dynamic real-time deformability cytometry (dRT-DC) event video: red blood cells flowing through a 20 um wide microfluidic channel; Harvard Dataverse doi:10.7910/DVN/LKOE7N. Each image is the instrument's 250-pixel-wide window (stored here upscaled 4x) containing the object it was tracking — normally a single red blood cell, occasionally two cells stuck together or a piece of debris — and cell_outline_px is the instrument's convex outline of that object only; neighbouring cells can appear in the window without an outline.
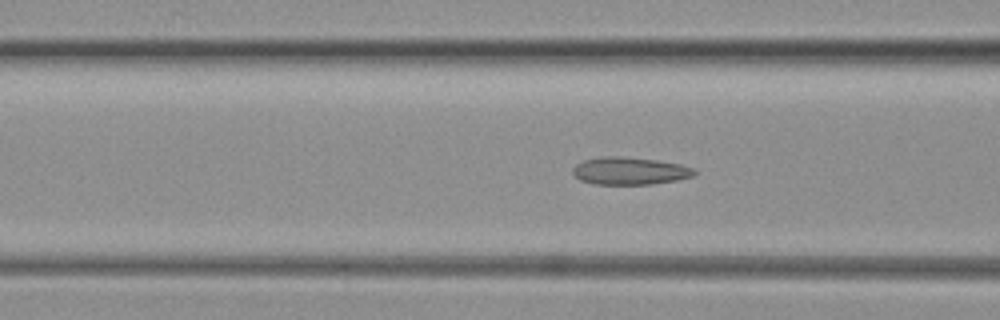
{"species": "common noctule bat (a hibernating species)", "species_latin": "Nyctalus noctula", "temperature_condition": "warm", "stored_images_in_passage": 75, "camera_frame_rate_fps": 3000, "um_per_image_px": 0.085, "animal": {"sex": "female", "body_mass_g": 19.3, "forearm_length_mm": 54.1}, "frame": {"image": 1, "passage_image": 30, "time_ms": 9.667, "image_size_px": [1000, 320], "cell_outline_px": [[696, 172], [692, 176], [676, 180], [652, 184], [592, 184], [580, 180], [572, 172], [572, 168], [576, 164], [584, 160], [600, 156], [616, 156], [656, 160], [680, 164], [696, 168]], "centroid_in_image_um": [53.51, 14.52], "position_along_channel_um": 113.1, "area_um2": 19.48}}
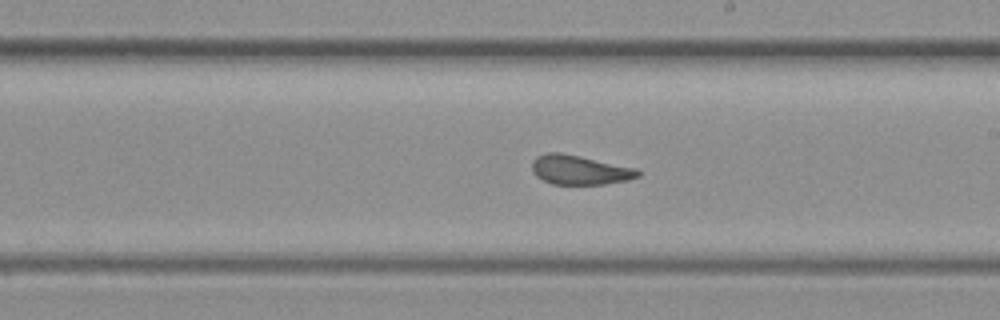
{"frame": {"image": 2, "passage_image": 44, "time_ms": 14.333, "image_size_px": [1000, 320], "cell_outline_px": [[640, 176], [628, 180], [604, 184], [552, 184], [536, 176], [532, 172], [532, 160], [536, 156], [548, 152], [560, 152], [580, 156], [636, 168], [640, 172]], "centroid_in_image_um": [49.25, 14.44], "position_along_channel_um": 239.7, "area_um2": 18.15}}
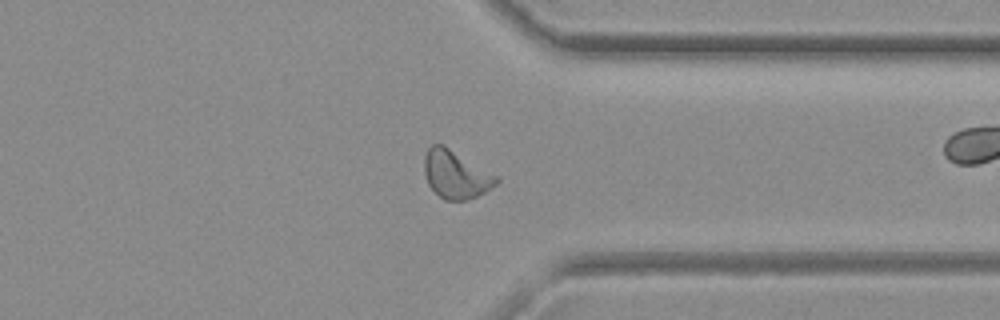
{"frame": {"image": 3, "passage_image": 59, "time_ms": 19.333, "image_size_px": [1000, 320], "cell_outline_px": [[500, 180], [496, 184], [484, 192], [468, 200], [444, 200], [428, 184], [424, 172], [424, 156], [428, 148], [432, 144], [444, 144], [500, 176]], "centroid_in_image_um": [38.76, 14.8], "position_along_channel_um": 372.6, "area_um2": 20.4}}